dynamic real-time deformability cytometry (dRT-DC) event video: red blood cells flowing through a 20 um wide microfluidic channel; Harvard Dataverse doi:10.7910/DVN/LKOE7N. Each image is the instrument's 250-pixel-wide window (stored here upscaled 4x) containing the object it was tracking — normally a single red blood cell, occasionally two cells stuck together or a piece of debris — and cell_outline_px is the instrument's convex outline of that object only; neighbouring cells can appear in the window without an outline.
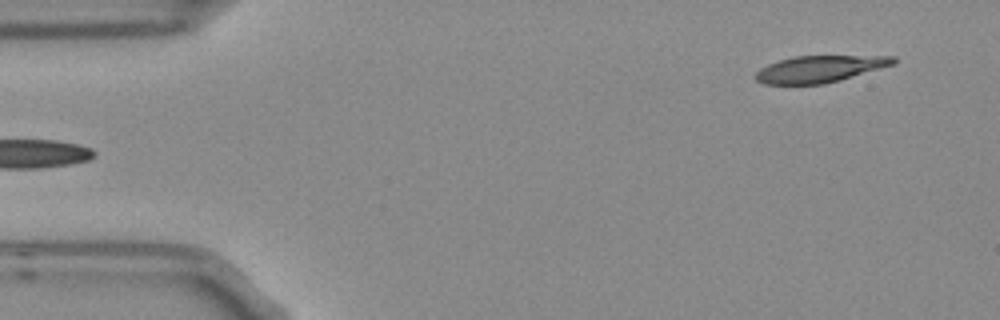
{"species": "Egyptian fruit bat (a non-hibernating species)", "species_latin": "Rousettus aegyptiacus", "temperature_condition": "room temperature", "stored_images_in_passage": 4, "camera_frame_rate_fps": 3000, "um_per_image_px": 0.085, "frame": {"image": 1, "passage_image": 1, "time_ms": 0.0, "image_size_px": [1000, 320], "cell_outline_px": [[896, 64], [840, 80], [824, 84], [764, 84], [756, 80], [756, 72], [760, 68], [768, 64], [792, 56], [896, 56]], "centroid_in_image_um": [69.69, 5.86], "position_along_channel_um": 15.3, "area_um2": 21.44}}